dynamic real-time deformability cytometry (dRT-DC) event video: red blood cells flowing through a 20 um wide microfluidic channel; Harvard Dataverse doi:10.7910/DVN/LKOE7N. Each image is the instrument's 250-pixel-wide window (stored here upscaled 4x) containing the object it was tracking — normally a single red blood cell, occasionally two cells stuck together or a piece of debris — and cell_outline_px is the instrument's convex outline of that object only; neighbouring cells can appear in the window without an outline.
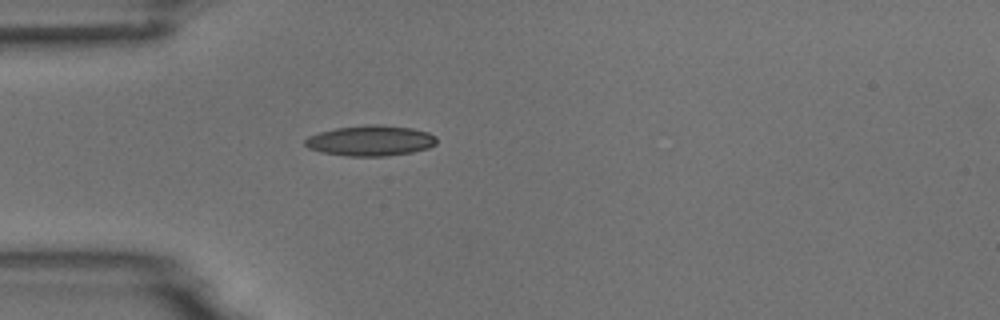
{"species": "common noctule bat (a hibernating species)", "species_latin": "Nyctalus noctula", "temperature_condition": "room temperature", "stored_images_in_passage": 1, "camera_frame_rate_fps": 3000, "um_per_image_px": 0.085, "animal": {"sex": "male", "body_mass_g": 18.8}, "frame": {"image": 1, "passage_image": 1, "time_ms": 0.0, "image_size_px": [1000, 320], "cell_outline_px": [[436, 144], [428, 148], [412, 152], [388, 156], [344, 156], [320, 152], [308, 148], [304, 144], [304, 140], [308, 136], [320, 132], [336, 128], [364, 124], [380, 124], [412, 128], [428, 132], [436, 136]], "centroid_in_image_um": [31.48, 11.95], "position_along_channel_um": 53.5, "area_um2": 23.64}}